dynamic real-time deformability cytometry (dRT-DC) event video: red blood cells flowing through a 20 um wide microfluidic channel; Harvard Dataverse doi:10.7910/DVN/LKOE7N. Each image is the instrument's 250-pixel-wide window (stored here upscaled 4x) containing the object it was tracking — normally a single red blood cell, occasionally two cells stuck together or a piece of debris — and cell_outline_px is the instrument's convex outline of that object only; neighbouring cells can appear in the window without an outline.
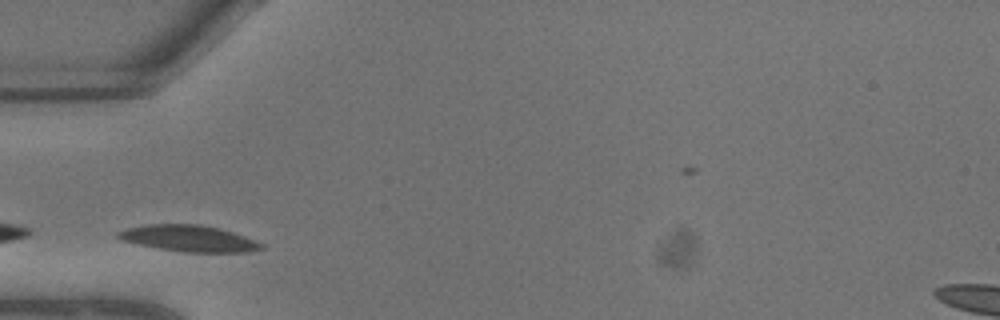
{"species": "common noctule bat (a hibernating species)", "species_latin": "Nyctalus noctula", "temperature_condition": "warm", "stored_images_in_passage": 2, "camera_frame_rate_fps": 3000, "um_per_image_px": 0.085, "animal": {"sex": "male", "body_mass_g": 13.3}, "frame": {"image": 1, "passage_image": 1, "time_ms": 0.0, "image_size_px": [1000, 320], "cell_outline_px": [[264, 248], [248, 252], [184, 252], [160, 248], [120, 240], [116, 236], [116, 232], [128, 228], [144, 224], [200, 224], [232, 232], [256, 240], [264, 244]], "centroid_in_image_um": [16.06, 20.26], "position_along_channel_um": 68.9, "area_um2": 21.85}}